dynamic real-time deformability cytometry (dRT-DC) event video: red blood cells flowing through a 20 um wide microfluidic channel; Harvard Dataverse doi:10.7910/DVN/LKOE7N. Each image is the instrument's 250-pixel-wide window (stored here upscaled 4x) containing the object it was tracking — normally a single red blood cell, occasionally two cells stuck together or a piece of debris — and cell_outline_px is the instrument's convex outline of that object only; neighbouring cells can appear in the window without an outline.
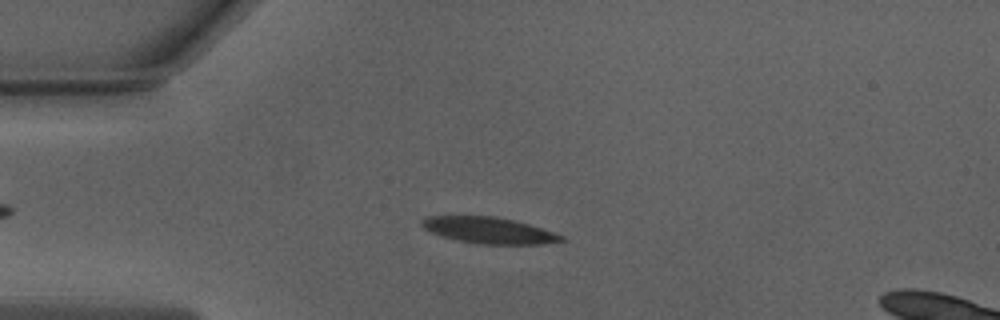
{"species": "Egyptian fruit bat (a non-hibernating species)", "species_latin": "Rousettus aegyptiacus", "temperature_condition": "warm", "stored_images_in_passage": 20, "camera_frame_rate_fps": 3000, "um_per_image_px": 0.085, "animal": {"sex": "male"}, "frame": {"image": 1, "passage_image": 12, "time_ms": 3.667, "image_size_px": [1000, 320], "cell_outline_px": [[568, 240], [540, 244], [476, 244], [456, 240], [432, 232], [424, 228], [420, 224], [428, 216], [496, 216], [516, 220], [564, 236]], "centroid_in_image_um": [41.58, 19.58], "position_along_channel_um": 43.4, "area_um2": 21.21}}
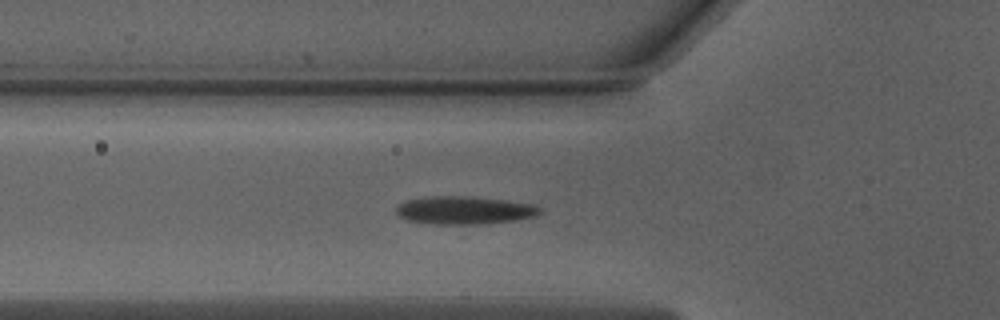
{"frame": {"image": 2, "passage_image": 17, "time_ms": 5.333, "image_size_px": [1000, 320], "cell_outline_px": [[544, 212], [536, 216], [488, 224], [432, 224], [408, 220], [400, 216], [396, 212], [396, 204], [404, 200], [432, 196], [464, 196], [504, 200], [532, 204], [540, 208]], "centroid_in_image_um": [39.44, 17.87], "position_along_channel_um": 86.4, "area_um2": 23.47}}
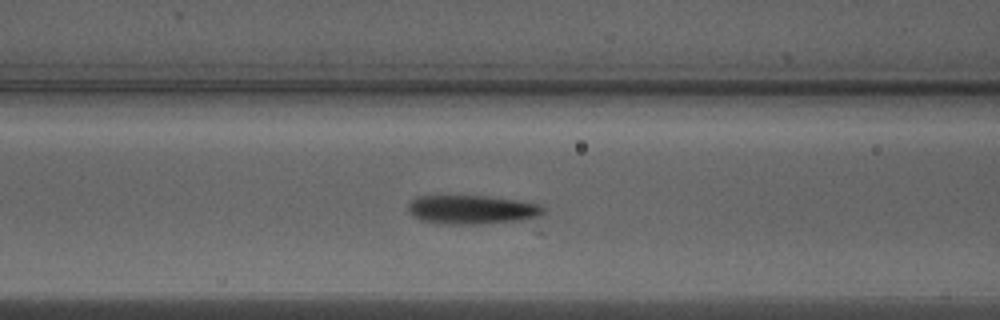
{"frame": {"image": 3, "passage_image": 20, "time_ms": 6.333, "image_size_px": [1000, 320], "cell_outline_px": [[544, 232], [540, 236], [448, 224], [420, 220], [408, 208], [408, 204], [416, 196], [440, 192], [492, 196], [520, 200], [536, 204], [544, 208]], "centroid_in_image_um": [40.81, 18.05], "position_along_channel_um": 125.8, "area_um2": 29.71}}